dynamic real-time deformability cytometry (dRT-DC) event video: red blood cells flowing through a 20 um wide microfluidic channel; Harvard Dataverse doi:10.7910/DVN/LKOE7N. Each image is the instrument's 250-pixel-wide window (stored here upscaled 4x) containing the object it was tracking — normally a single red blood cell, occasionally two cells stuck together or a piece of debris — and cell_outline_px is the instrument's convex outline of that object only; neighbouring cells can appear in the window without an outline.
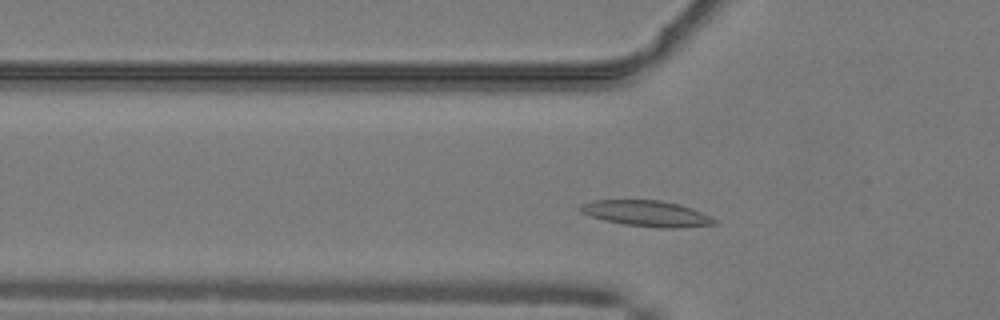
{"species": "common noctule bat (a hibernating species)", "species_latin": "Nyctalus noctula", "temperature_condition": "warm", "stored_images_in_passage": 41, "camera_frame_rate_fps": 3000, "um_per_image_px": 0.085, "animal": {"sex": "male", "body_mass_g": 19.2, "forearm_length_mm": 51.8}, "frame": {"image": 1, "passage_image": 7, "time_ms": 2.0, "image_size_px": [1000, 320], "cell_outline_px": [[716, 224], [672, 228], [660, 228], [624, 224], [604, 220], [580, 212], [576, 208], [580, 204], [592, 200], [660, 200], [680, 204], [700, 212], [716, 220]], "centroid_in_image_um": [54.89, 18.13], "position_along_channel_um": 70.9, "area_um2": 20.06}}
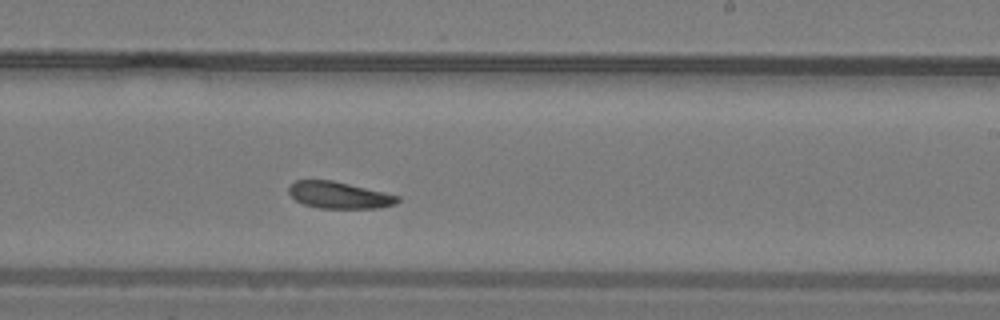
{"frame": {"image": 2, "passage_image": 21, "time_ms": 6.667, "image_size_px": [1000, 320], "cell_outline_px": [[400, 200], [396, 204], [380, 208], [320, 208], [304, 204], [296, 200], [288, 192], [288, 188], [296, 180], [332, 180], [384, 192], [400, 196]], "centroid_in_image_um": [28.85, 16.59], "position_along_channel_um": 260.2, "area_um2": 16.88}}
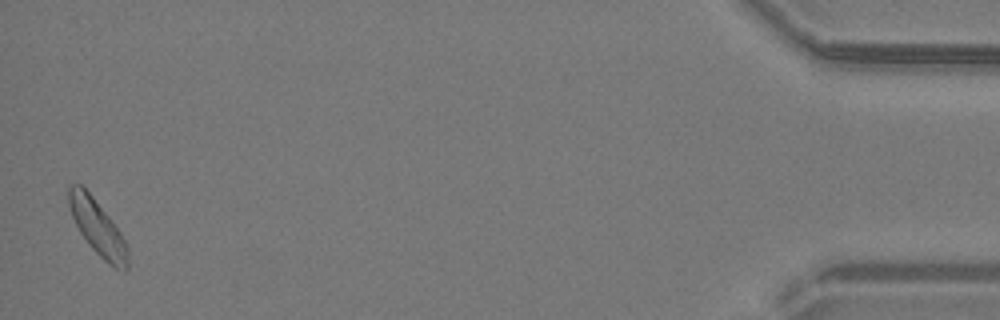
{"frame": {"image": 3, "passage_image": 40, "time_ms": 13.0, "image_size_px": [1000, 320], "cell_outline_px": [[128, 272], [124, 272], [112, 268], [88, 244], [80, 232], [68, 208], [68, 184], [84, 184], [120, 232], [128, 248]], "centroid_in_image_um": [8.29, 19.34], "position_along_channel_um": 426.9, "area_um2": 19.25}, "authors_computed_cell_mechanics": {"area_um2": 17.918, "velocity_mm_per_s": 4.0463, "shape_relaxation_time_tau1_ms": 5.5892, "shape_relaxation_time_tau2_ms": 5.4867, "deformation_change_tau1": 0.127, "deformation_change_tau2": 0.1147}}